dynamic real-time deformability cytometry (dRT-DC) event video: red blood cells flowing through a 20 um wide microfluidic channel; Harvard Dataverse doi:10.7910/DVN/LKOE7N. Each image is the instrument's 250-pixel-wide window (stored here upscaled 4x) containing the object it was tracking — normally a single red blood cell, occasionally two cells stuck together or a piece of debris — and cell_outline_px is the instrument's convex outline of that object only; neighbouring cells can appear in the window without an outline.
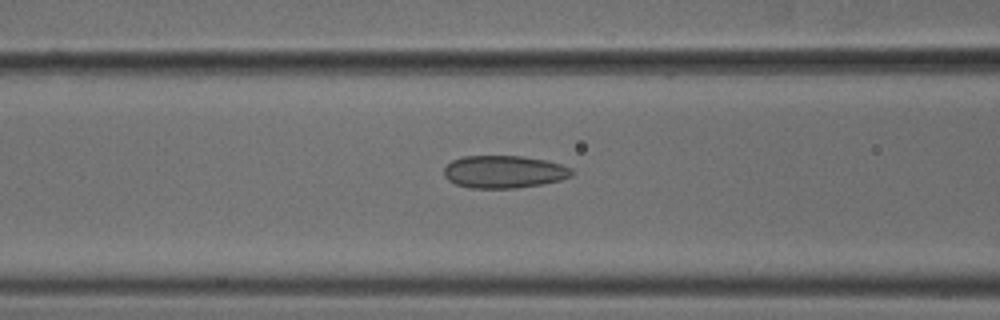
{"species": "common noctule bat (a hibernating species)", "species_latin": "Nyctalus noctula", "temperature_condition": "cold", "stored_images_in_passage": 42, "camera_frame_rate_fps": 3000, "um_per_image_px": 0.085, "animal": {"sex": "male", "body_mass_g": 18.8}, "frame": {"image": 1, "passage_image": 11, "time_ms": 3.333, "image_size_px": [1000, 320], "cell_outline_px": [[576, 172], [572, 176], [560, 180], [540, 184], [516, 188], [468, 188], [456, 184], [448, 180], [444, 176], [444, 168], [452, 160], [464, 156], [524, 156], [548, 160], [572, 168]], "centroid_in_image_um": [42.86, 14.6], "position_along_channel_um": 123.7, "area_um2": 24.45}}
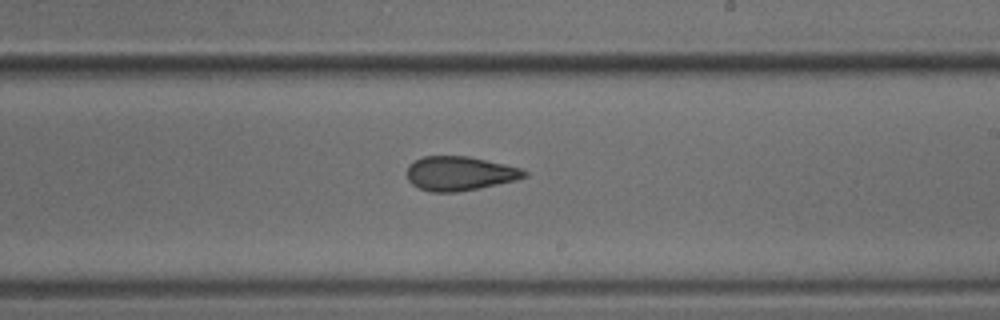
{"frame": {"image": 2, "passage_image": 21, "time_ms": 6.667, "image_size_px": [1000, 320], "cell_outline_px": [[528, 176], [516, 180], [480, 188], [456, 192], [432, 192], [420, 188], [412, 184], [408, 180], [408, 164], [424, 156], [468, 156], [504, 164], [520, 168], [528, 172]], "centroid_in_image_um": [39.09, 14.74], "position_along_channel_um": 249.9, "area_um2": 23.29}}
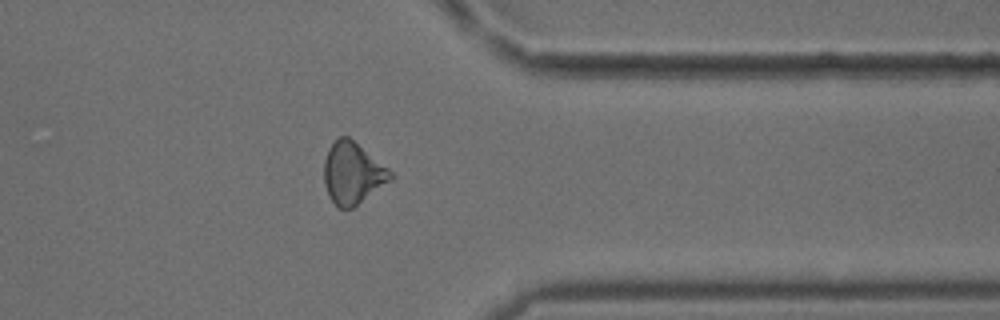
{"frame": {"image": 3, "passage_image": 32, "time_ms": 10.333, "image_size_px": [1000, 320], "cell_outline_px": [[396, 176], [392, 180], [352, 208], [340, 208], [328, 196], [324, 184], [324, 160], [328, 148], [340, 136], [348, 136], [388, 168]], "centroid_in_image_um": [29.97, 14.72], "position_along_channel_um": 381.4, "area_um2": 23.76}, "authors_computed_cell_mechanics": {"area_um2": 23.7558, "velocity_mm_per_s": 3.7767, "shape_relaxation_time_tau1_ms": null, "shape_relaxation_time_tau2_ms": 2.7133, "deformation_change_tau1": null, "deformation_change_tau2": 0.0942}}